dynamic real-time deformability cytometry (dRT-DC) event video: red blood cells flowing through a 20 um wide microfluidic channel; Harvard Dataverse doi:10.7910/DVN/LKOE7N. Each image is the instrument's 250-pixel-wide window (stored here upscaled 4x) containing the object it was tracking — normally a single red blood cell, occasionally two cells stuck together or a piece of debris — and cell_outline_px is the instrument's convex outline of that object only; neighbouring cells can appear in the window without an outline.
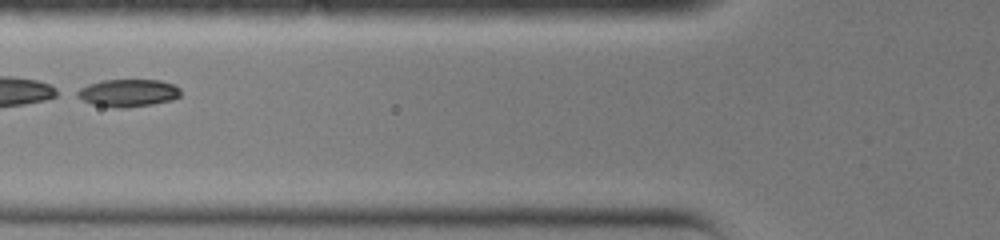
{"species": "common noctule bat (a hibernating species)", "species_latin": "Nyctalus noctula", "temperature_condition": "warm", "stored_images_in_passage": 7, "camera_frame_rate_fps": 3000, "um_per_image_px": 0.085, "animal": {"sex": "female", "body_mass_g": 19.0, "forearm_length_mm": 51.5}, "frame": {"image": 1, "passage_image": 3, "time_ms": 0.667, "image_size_px": [1000, 240], "cell_outline_px": [[180, 96], [172, 100], [152, 104], [124, 108], [116, 108], [92, 104], [76, 96], [72, 92], [88, 84], [104, 80], [160, 80], [172, 84], [180, 88]], "centroid_in_image_um": [10.86, 7.9], "position_along_channel_um": 114.9, "area_um2": 16.65}}